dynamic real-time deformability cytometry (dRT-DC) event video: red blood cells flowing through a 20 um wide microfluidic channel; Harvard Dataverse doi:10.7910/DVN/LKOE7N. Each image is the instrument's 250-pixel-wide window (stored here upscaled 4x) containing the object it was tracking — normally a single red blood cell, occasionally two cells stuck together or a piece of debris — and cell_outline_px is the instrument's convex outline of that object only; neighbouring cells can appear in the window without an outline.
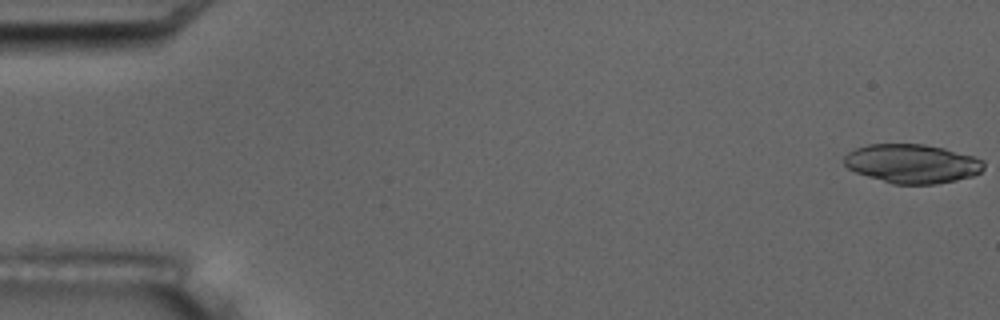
{"species": "common noctule bat (a hibernating species)", "species_latin": "Nyctalus noctula", "temperature_condition": "room temperature", "stored_images_in_passage": 9, "camera_frame_rate_fps": 3000, "um_per_image_px": 0.085, "animal": {"sex": "male", "body_mass_g": 17.5, "forearm_length_mm": 52.3}, "frame": {"image": 1, "passage_image": 1, "time_ms": 0.0, "image_size_px": [1000, 320], "cell_outline_px": [[984, 168], [980, 172], [972, 176], [956, 180], [936, 184], [892, 184], [856, 172], [848, 168], [844, 164], [844, 156], [848, 152], [856, 148], [868, 144], [924, 144], [944, 148], [972, 156], [984, 160]], "centroid_in_image_um": [77.53, 13.91], "position_along_channel_um": 7.5, "area_um2": 31.67}}